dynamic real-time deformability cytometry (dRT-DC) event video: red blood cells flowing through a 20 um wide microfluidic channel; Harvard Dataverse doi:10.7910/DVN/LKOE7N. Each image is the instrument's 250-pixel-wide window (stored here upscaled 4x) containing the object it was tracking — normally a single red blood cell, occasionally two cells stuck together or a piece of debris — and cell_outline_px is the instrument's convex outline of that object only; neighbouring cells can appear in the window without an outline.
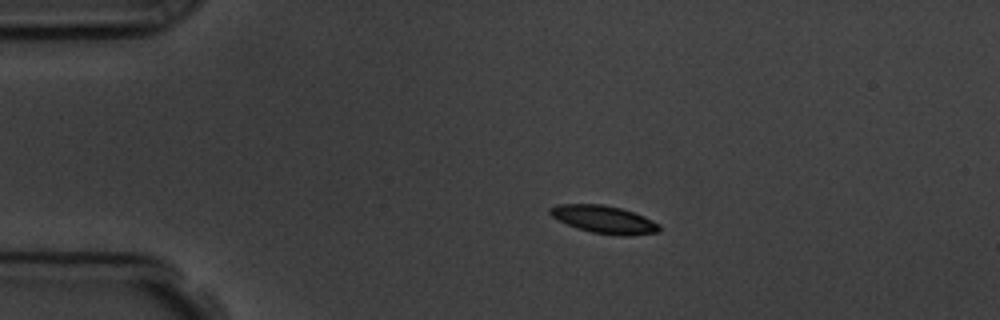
{"species": "common noctule bat (a hibernating species)", "species_latin": "Nyctalus noctula", "temperature_condition": "room temperature", "stored_images_in_passage": 15, "camera_frame_rate_fps": 3000, "um_per_image_px": 0.085, "animal": {"sex": "male", "body_mass_g": 19.5, "forearm_length_mm": 54.6}, "frame": {"image": 1, "passage_image": 3, "time_ms": 2.333, "image_size_px": [1000, 320], "cell_outline_px": [[660, 232], [628, 236], [620, 236], [592, 232], [576, 228], [552, 216], [548, 212], [548, 208], [556, 204], [604, 204], [620, 208], [644, 216], [660, 224]], "centroid_in_image_um": [51.35, 18.65], "position_along_channel_um": 33.6, "area_um2": 17.69}, "authors_computed_cell_mechanics": {"area_um2": 17.34, "velocity_mm_per_s": 3.727, "shape_relaxation_time_tau1_ms": 1.0279, "shape_relaxation_time_tau2_ms": 4.0206, "deformation_change_tau1": 0.0907, "deformation_change_tau2": 0.0662}}